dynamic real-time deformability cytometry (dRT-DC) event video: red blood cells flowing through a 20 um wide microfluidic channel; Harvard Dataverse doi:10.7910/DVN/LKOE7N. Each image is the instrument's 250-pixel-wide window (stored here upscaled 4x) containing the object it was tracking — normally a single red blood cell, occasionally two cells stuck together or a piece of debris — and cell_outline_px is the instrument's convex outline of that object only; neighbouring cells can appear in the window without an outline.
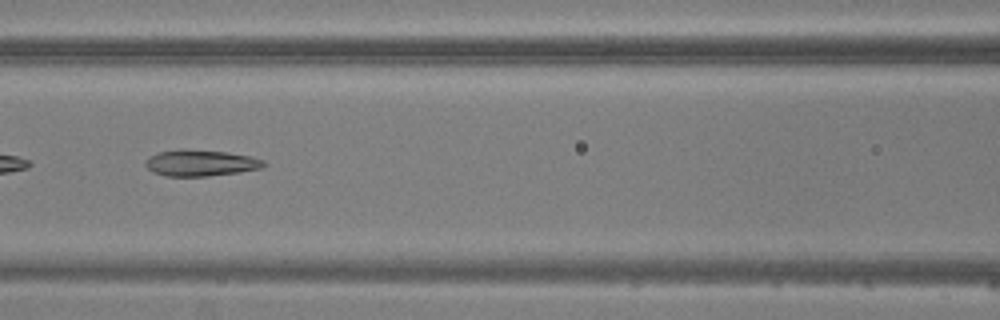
{"species": "common noctule bat (a hibernating species)", "species_latin": "Nyctalus noctula", "temperature_condition": "warm", "stored_images_in_passage": 6, "camera_frame_rate_fps": 3000, "um_per_image_px": 0.085, "animal": {"sex": "male", "body_mass_g": 20.5, "forearm_length_mm": 52.5}, "frame": {"image": 1, "passage_image": 6, "time_ms": 6.0, "image_size_px": [1000, 320], "cell_outline_px": [[268, 164], [260, 168], [236, 172], [208, 176], [164, 176], [152, 172], [144, 164], [144, 160], [148, 156], [160, 152], [180, 148], [184, 148], [224, 152], [248, 156], [264, 160]], "centroid_in_image_um": [16.98, 13.84], "position_along_channel_um": 149.6, "area_um2": 18.15}}